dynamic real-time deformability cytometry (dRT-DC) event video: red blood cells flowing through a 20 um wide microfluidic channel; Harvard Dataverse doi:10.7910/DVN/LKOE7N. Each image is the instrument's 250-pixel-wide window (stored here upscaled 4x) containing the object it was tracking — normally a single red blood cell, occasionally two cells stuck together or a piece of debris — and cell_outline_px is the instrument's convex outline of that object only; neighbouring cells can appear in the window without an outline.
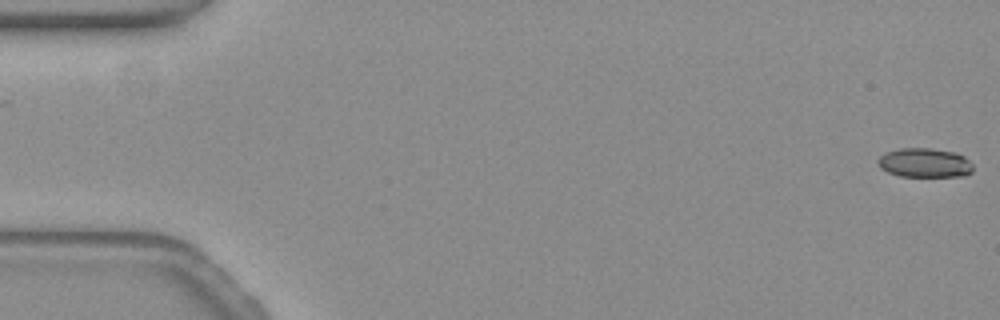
{"species": "common noctule bat (a hibernating species)", "species_latin": "Nyctalus noctula", "temperature_condition": "warm", "stored_images_in_passage": 17, "camera_frame_rate_fps": 3000, "um_per_image_px": 0.085, "animal": {"sex": "female", "body_mass_g": 19.3, "forearm_length_mm": 54.1}, "frame": {"image": 1, "passage_image": 1, "time_ms": 0.0, "image_size_px": [1000, 320], "cell_outline_px": [[972, 172], [964, 176], [900, 176], [888, 172], [880, 168], [876, 164], [876, 160], [884, 152], [900, 148], [932, 148], [956, 152], [964, 156], [972, 164]], "centroid_in_image_um": [78.56, 13.83], "position_along_channel_um": 6.4, "area_um2": 16.42}}
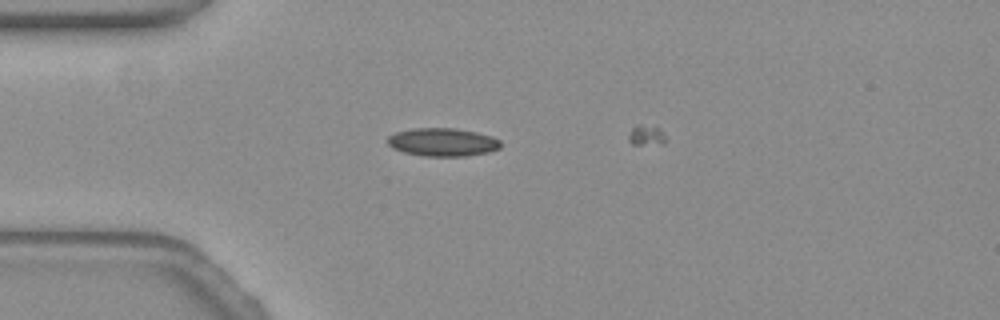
{"frame": {"image": 2, "passage_image": 15, "time_ms": 4.667, "image_size_px": [1000, 320], "cell_outline_px": [[500, 148], [488, 152], [468, 156], [424, 156], [404, 152], [392, 148], [388, 144], [388, 136], [396, 132], [416, 128], [452, 128], [472, 132], [488, 136], [500, 140]], "centroid_in_image_um": [37.59, 12.09], "position_along_channel_um": 47.4, "area_um2": 18.26}}